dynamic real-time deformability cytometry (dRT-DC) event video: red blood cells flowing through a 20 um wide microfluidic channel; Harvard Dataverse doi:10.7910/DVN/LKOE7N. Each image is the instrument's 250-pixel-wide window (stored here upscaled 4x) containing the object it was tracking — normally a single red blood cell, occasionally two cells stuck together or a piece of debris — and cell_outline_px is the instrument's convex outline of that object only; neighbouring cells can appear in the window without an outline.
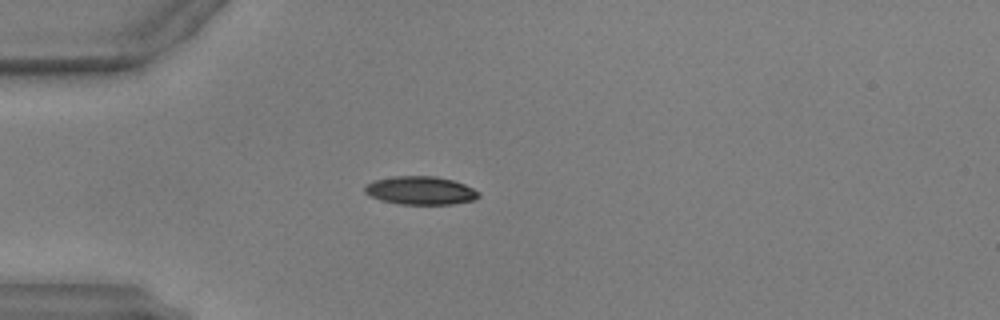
{"species": "common noctule bat (a hibernating species)", "species_latin": "Nyctalus noctula", "temperature_condition": "warm", "stored_images_in_passage": 50, "camera_frame_rate_fps": 3000, "um_per_image_px": 0.085, "animal": {"sex": "male", "body_mass_g": 17.9, "forearm_length_mm": 54.2}, "frame": {"image": 1, "passage_image": 13, "time_ms": 4.0, "image_size_px": [1000, 320], "cell_outline_px": [[480, 196], [472, 200], [452, 204], [400, 204], [380, 200], [364, 192], [364, 188], [368, 184], [376, 180], [392, 176], [436, 176], [452, 180], [464, 184], [480, 192]], "centroid_in_image_um": [35.75, 16.19], "position_along_channel_um": 49.2, "area_um2": 18.61}}
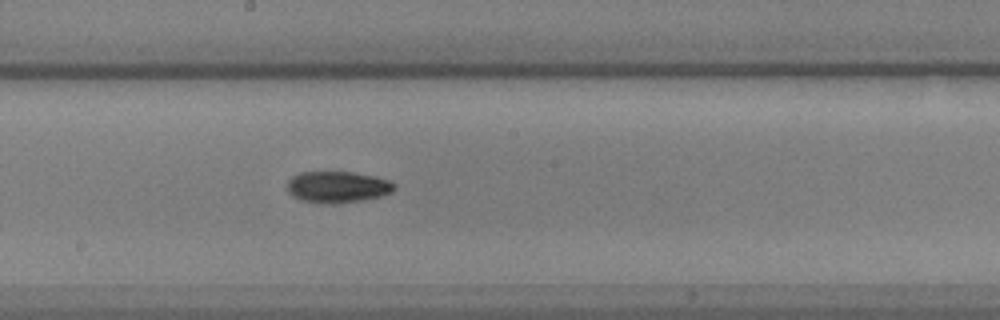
{"frame": {"image": 2, "passage_image": 27, "time_ms": 8.667, "image_size_px": [1000, 320], "cell_outline_px": [[396, 188], [392, 192], [380, 196], [364, 200], [336, 204], [332, 204], [300, 200], [292, 196], [288, 192], [288, 180], [292, 176], [300, 172], [352, 172], [392, 180], [396, 184]], "centroid_in_image_um": [28.71, 15.89], "position_along_channel_um": 219.5, "area_um2": 19.77}}
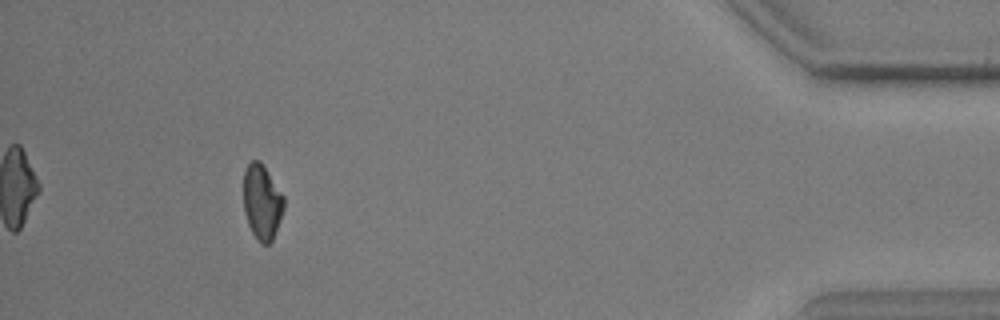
{"frame": {"image": 3, "passage_image": 46, "time_ms": 15.0, "image_size_px": [1000, 320], "cell_outline_px": [[284, 208], [280, 220], [272, 240], [268, 244], [260, 244], [256, 240], [248, 224], [244, 212], [244, 168], [252, 160], [260, 160], [284, 196]], "centroid_in_image_um": [22.26, 17.18], "position_along_channel_um": 412.9, "area_um2": 17.69}, "authors_computed_cell_mechanics": {"area_um2": 18.2359, "velocity_mm_per_s": 3.961, "shape_relaxation_time_tau1_ms": 3.5436, "shape_relaxation_time_tau2_ms": 4.1669, "deformation_change_tau1": 0.1468, "deformation_change_tau2": 0.0907}}